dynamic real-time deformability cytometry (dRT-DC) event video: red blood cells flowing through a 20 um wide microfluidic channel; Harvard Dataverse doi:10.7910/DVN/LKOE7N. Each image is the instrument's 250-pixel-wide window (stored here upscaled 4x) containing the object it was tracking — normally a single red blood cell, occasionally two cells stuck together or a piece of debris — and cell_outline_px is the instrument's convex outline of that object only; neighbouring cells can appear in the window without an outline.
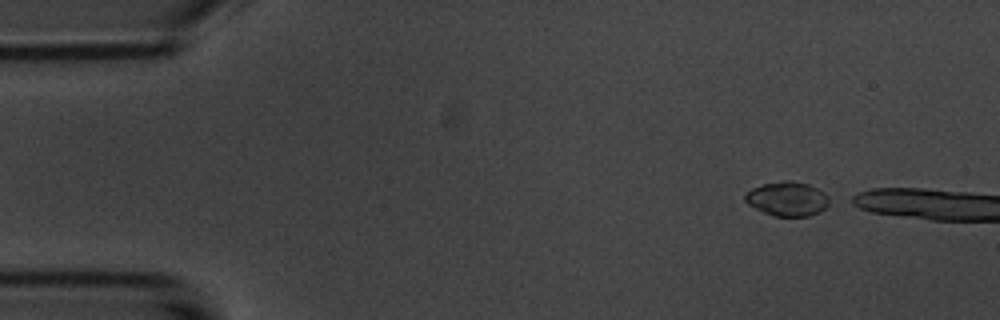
{"species": "common noctule bat (a hibernating species)", "species_latin": "Nyctalus noctula", "temperature_condition": "room temperature", "stored_images_in_passage": 6, "camera_frame_rate_fps": 3000, "um_per_image_px": 0.085, "animal": {"sex": "male", "body_mass_g": 20.1, "forearm_length_mm": 53.5}, "frame": {"image": 1, "passage_image": 1, "time_ms": 0.0, "image_size_px": [1000, 320], "cell_outline_px": [[828, 204], [820, 212], [808, 216], [776, 216], [764, 212], [748, 204], [744, 200], [744, 196], [752, 188], [764, 184], [784, 180], [792, 180], [808, 184], [824, 192], [828, 196]], "centroid_in_image_um": [66.92, 16.89], "position_along_channel_um": 18.1, "area_um2": 16.65}}